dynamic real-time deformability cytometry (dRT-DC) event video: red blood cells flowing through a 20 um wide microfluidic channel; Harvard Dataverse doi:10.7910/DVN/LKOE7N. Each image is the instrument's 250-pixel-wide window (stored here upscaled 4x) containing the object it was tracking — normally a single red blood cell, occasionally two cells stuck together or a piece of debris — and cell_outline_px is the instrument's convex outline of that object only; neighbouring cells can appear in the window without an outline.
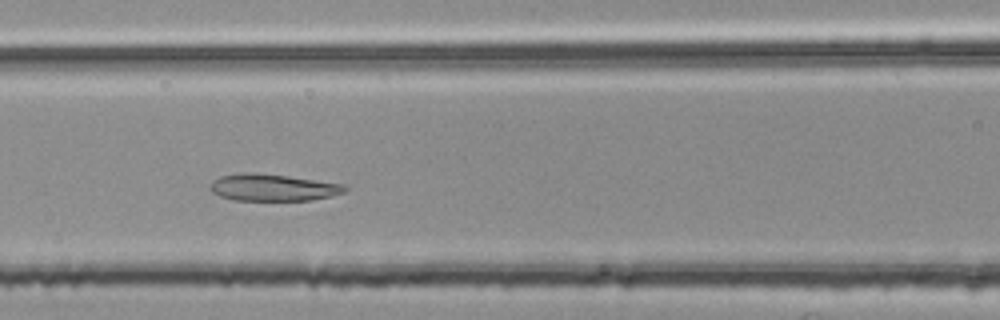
{"species": "common noctule bat (a hibernating species)", "species_latin": "Nyctalus noctula", "temperature_condition": "room temperature", "stored_images_in_passage": 36, "camera_frame_rate_fps": 3000, "um_per_image_px": 0.085, "animal": {"sex": "female", "body_mass_g": 25.1}, "frame": {"image": 1, "passage_image": 12, "time_ms": 3.667, "image_size_px": [1000, 320], "cell_outline_px": [[348, 188], [344, 192], [332, 196], [312, 200], [232, 200], [220, 196], [212, 192], [208, 188], [212, 180], [220, 176], [244, 172], [248, 172], [288, 176], [344, 184]], "centroid_in_image_um": [23.17, 15.94], "position_along_channel_um": 143.4, "area_um2": 21.15}}
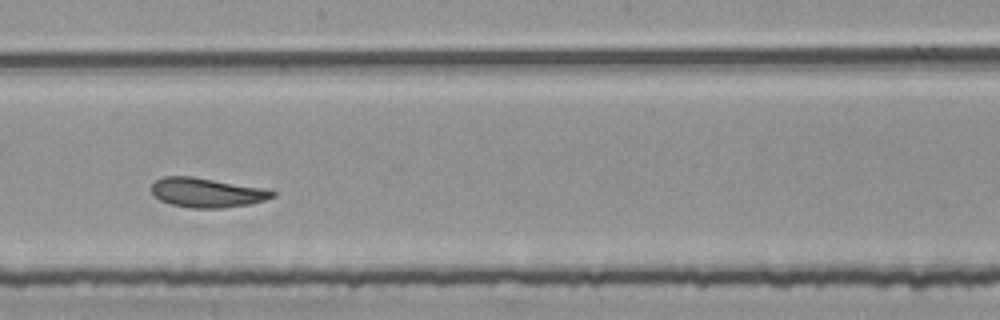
{"frame": {"image": 2, "passage_image": 19, "time_ms": 6.0, "image_size_px": [1000, 320], "cell_outline_px": [[276, 196], [264, 200], [248, 204], [224, 208], [192, 208], [172, 204], [160, 200], [152, 192], [152, 184], [156, 180], [164, 176], [192, 176], [264, 188], [276, 192]], "centroid_in_image_um": [17.6, 16.37], "position_along_channel_um": 230.6, "area_um2": 20.63}}
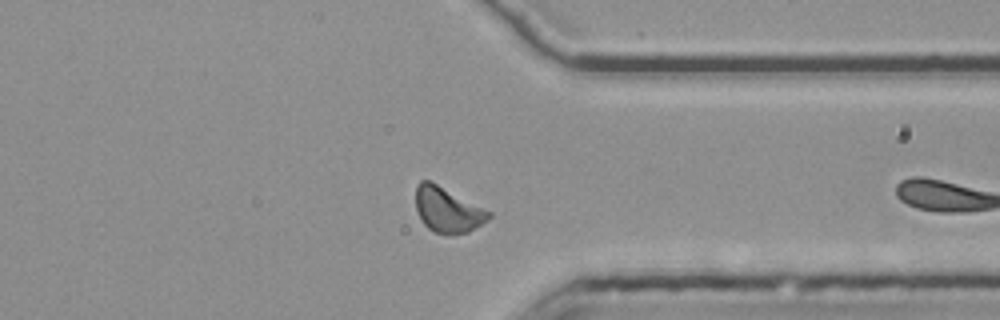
{"frame": {"image": 3, "passage_image": 27, "time_ms": 8.667, "image_size_px": [1000, 320], "cell_outline_px": [[492, 216], [488, 220], [468, 232], [452, 236], [436, 232], [428, 228], [424, 224], [416, 208], [416, 184], [420, 180], [432, 180], [492, 212]], "centroid_in_image_um": [38.06, 17.82], "position_along_channel_um": 373.3, "area_um2": 19.54}, "authors_computed_cell_mechanics": {"area_um2": 20.4612, "velocity_mm_per_s": 3.7535, "shape_relaxation_time_tau1_ms": null, "shape_relaxation_time_tau2_ms": 4.9414, "deformation_change_tau1": null, "deformation_change_tau2": 0.1329}}